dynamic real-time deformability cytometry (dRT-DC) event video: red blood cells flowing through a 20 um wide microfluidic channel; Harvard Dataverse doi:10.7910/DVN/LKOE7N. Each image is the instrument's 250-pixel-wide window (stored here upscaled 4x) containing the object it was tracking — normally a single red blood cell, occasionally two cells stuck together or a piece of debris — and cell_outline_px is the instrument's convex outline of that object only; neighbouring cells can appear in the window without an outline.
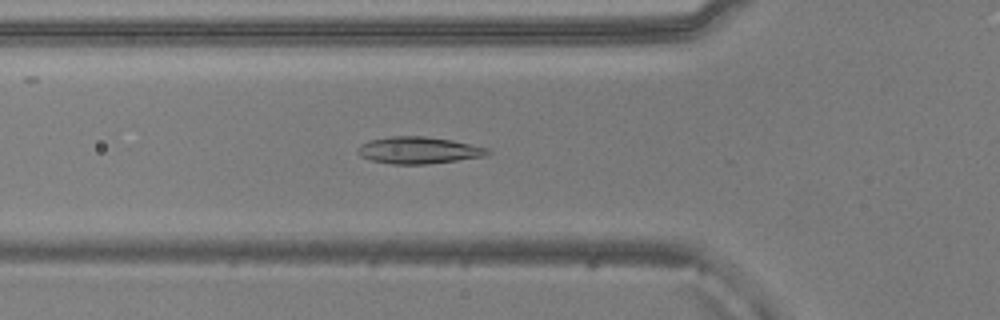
{"species": "common noctule bat (a hibernating species)", "species_latin": "Nyctalus noctula", "temperature_condition": "warm", "stored_images_in_passage": 51, "camera_frame_rate_fps": 3000, "um_per_image_px": 0.085, "animal": {"sex": "male", "body_mass_g": 20.5, "forearm_length_mm": 52.5}, "frame": {"image": 1, "passage_image": 17, "time_ms": 5.333, "image_size_px": [1000, 320], "cell_outline_px": [[492, 152], [484, 156], [428, 164], [392, 164], [372, 160], [360, 156], [356, 152], [356, 148], [360, 144], [368, 140], [392, 136], [424, 136], [452, 140], [488, 148]], "centroid_in_image_um": [35.54, 12.76], "position_along_channel_um": 90.3, "area_um2": 20.35}}
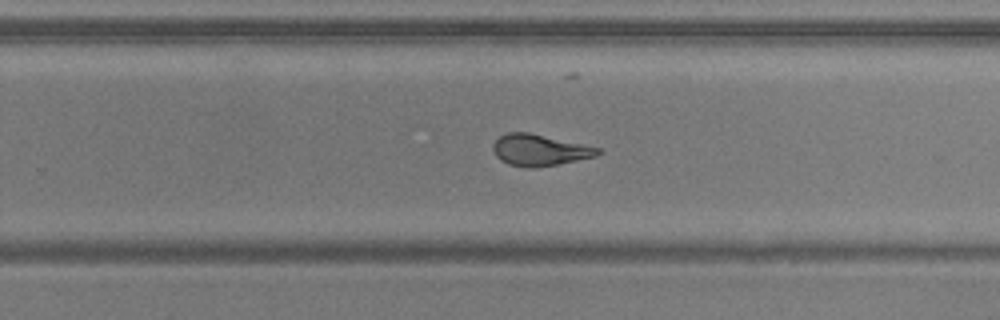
{"frame": {"image": 2, "passage_image": 32, "time_ms": 10.333, "image_size_px": [1000, 320], "cell_outline_px": [[604, 152], [596, 156], [536, 168], [528, 168], [508, 164], [500, 160], [496, 156], [492, 148], [492, 144], [500, 136], [508, 132], [528, 132], [600, 148]], "centroid_in_image_um": [45.84, 12.76], "position_along_channel_um": 284.0, "area_um2": 19.07}}
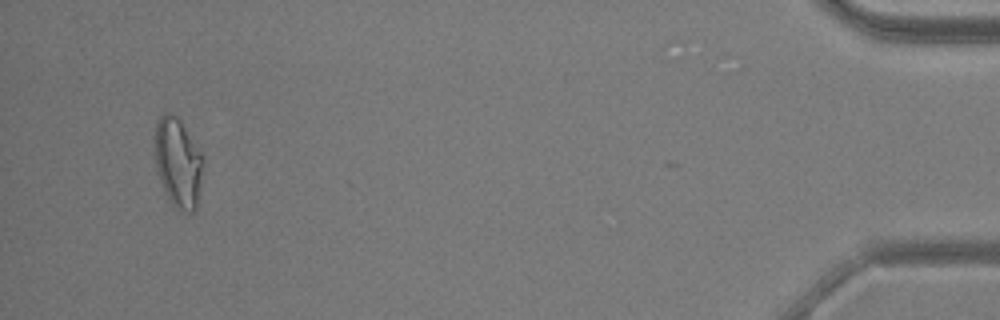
{"frame": {"image": 3, "passage_image": 49, "time_ms": 16.0, "image_size_px": [1000, 320], "cell_outline_px": [[204, 160], [196, 208], [192, 212], [184, 212], [176, 208], [172, 204], [160, 180], [156, 168], [156, 120], [164, 112], [168, 112], [176, 116], [180, 120], [204, 156]], "centroid_in_image_um": [15.15, 13.81], "position_along_channel_um": 420.0, "area_um2": 24.85}, "authors_computed_cell_mechanics": {"area_um2": 20.3456, "velocity_mm_per_s": 3.8564, "shape_relaxation_time_tau1_ms": null, "shape_relaxation_time_tau2_ms": 1.2462, "deformation_change_tau1": null, "deformation_change_tau2": 0.08}}